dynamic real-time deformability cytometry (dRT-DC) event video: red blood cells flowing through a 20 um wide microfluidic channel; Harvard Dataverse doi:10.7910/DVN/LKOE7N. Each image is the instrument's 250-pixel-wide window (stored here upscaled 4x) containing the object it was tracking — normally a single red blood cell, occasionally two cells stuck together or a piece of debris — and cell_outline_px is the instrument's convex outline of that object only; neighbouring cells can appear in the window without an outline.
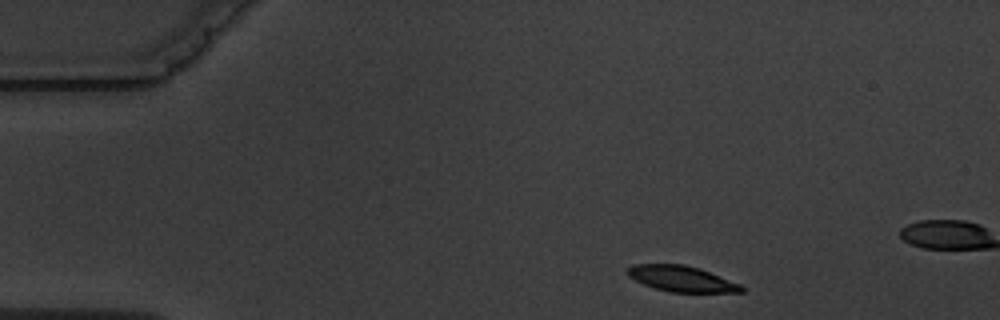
{"species": "common noctule bat (a hibernating species)", "species_latin": "Nyctalus noctula", "temperature_condition": "warm", "stored_images_in_passage": 4, "camera_frame_rate_fps": 3000, "um_per_image_px": 0.085, "animal": {"sex": "male", "body_mass_g": 19.5, "forearm_length_mm": 54.6}, "frame": {"image": 1, "passage_image": 1, "time_ms": 0.0, "image_size_px": [1000, 320], "cell_outline_px": [[744, 292], [668, 292], [644, 284], [628, 276], [628, 268], [632, 264], [684, 264], [700, 268], [740, 284], [744, 288]], "centroid_in_image_um": [57.94, 23.69], "position_along_channel_um": 27.1, "area_um2": 16.99}}